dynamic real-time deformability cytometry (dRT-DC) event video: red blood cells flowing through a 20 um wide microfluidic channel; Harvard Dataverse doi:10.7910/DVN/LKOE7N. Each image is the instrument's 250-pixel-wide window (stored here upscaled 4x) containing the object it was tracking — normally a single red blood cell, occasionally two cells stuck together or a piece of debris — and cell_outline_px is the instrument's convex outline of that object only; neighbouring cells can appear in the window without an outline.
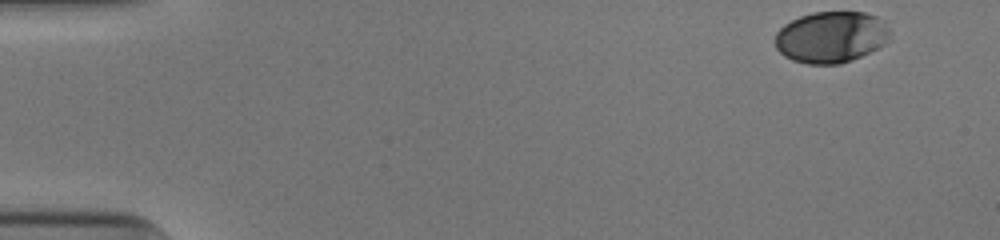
{"species": "human", "species_latin": "Homo sapiens", "temperature_condition": "cold", "stored_images_in_passage": 42, "camera_frame_rate_fps": 3000, "um_per_image_px": 0.085, "donor": {"sex": "male"}, "frame": {"image": 1, "passage_image": 1, "time_ms": 0.0, "image_size_px": [1000, 240], "cell_outline_px": [[892, 32], [888, 40], [884, 44], [852, 60], [840, 64], [808, 64], [792, 60], [784, 56], [776, 48], [772, 40], [776, 32], [784, 24], [800, 16], [812, 12], [864, 12], [876, 16]], "centroid_in_image_um": [70.6, 3.15], "position_along_channel_um": 14.4, "area_um2": 34.56}}
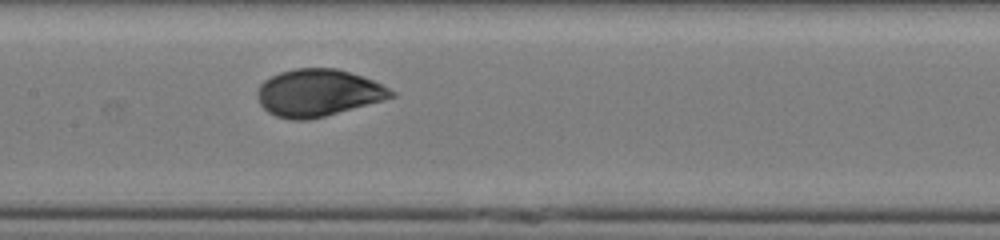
{"frame": {"image": 2, "passage_image": 24, "time_ms": 7.667, "image_size_px": [1000, 240], "cell_outline_px": [[396, 96], [384, 100], [324, 116], [308, 120], [292, 120], [276, 116], [268, 112], [260, 104], [260, 84], [264, 80], [280, 72], [296, 68], [336, 68], [364, 76], [396, 92]], "centroid_in_image_um": [27.07, 7.89], "position_along_channel_um": 180.3, "area_um2": 36.41}}
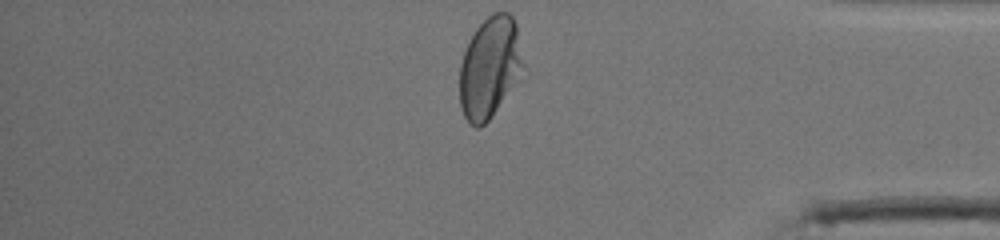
{"frame": {"image": 3, "passage_image": 42, "time_ms": 13.667, "image_size_px": [1000, 240], "cell_outline_px": [[524, 64], [496, 108], [488, 120], [480, 128], [476, 128], [464, 116], [460, 108], [460, 64], [464, 52], [476, 28], [492, 12], [508, 12], [512, 16], [516, 24]], "centroid_in_image_um": [41.58, 5.68], "position_along_channel_um": 393.6, "area_um2": 36.3}, "authors_computed_cell_mechanics": {"area_um2": 36.125, "velocity_mm_per_s": 3.9224, "shape_relaxation_time_tau1_ms": 4.0473, "shape_relaxation_time_tau2_ms": null, "deformation_change_tau1": 0.1618, "deformation_change_tau2": null}}